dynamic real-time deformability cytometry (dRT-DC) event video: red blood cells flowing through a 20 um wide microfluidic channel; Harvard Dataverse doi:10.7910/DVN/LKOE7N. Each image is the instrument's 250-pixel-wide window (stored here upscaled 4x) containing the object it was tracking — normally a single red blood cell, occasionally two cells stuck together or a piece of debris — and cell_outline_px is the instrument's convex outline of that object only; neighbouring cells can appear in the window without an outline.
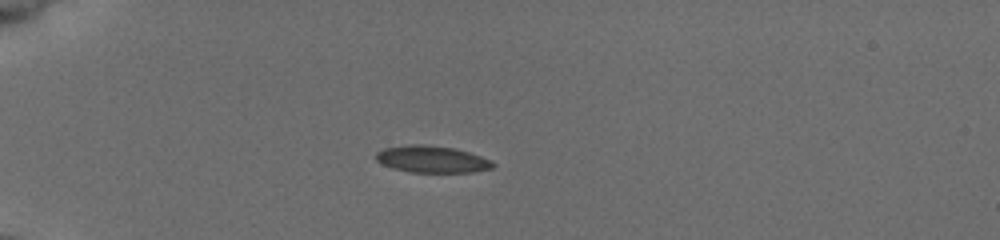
{"species": "common noctule bat (a hibernating species)", "species_latin": "Nyctalus noctula", "temperature_condition": "cold", "stored_images_in_passage": 8, "camera_frame_rate_fps": 3000, "um_per_image_px": 0.085, "animal": {"sex": "female", "body_mass_g": 19.5, "forearm_length_mm": 54.1}, "frame": {"image": 1, "passage_image": 1, "time_ms": 0.0, "image_size_px": [1000, 240], "cell_outline_px": [[496, 164], [492, 168], [472, 172], [412, 172], [392, 168], [376, 160], [376, 152], [384, 148], [408, 144], [424, 144], [456, 148], [492, 160]], "centroid_in_image_um": [36.73, 13.52], "position_along_channel_um": 48.3, "area_um2": 18.32}}
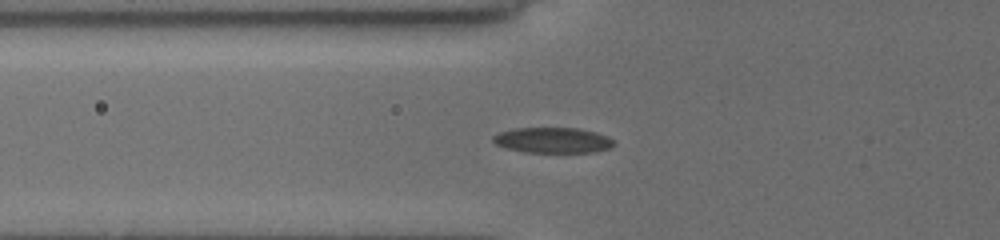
{"frame": {"image": 2, "passage_image": 5, "time_ms": 1.333, "image_size_px": [1000, 240], "cell_outline_px": [[616, 144], [612, 148], [592, 152], [524, 152], [504, 148], [496, 144], [492, 140], [492, 136], [500, 132], [516, 128], [580, 128], [596, 132], [608, 136], [616, 140]], "centroid_in_image_um": [47.03, 11.92], "position_along_channel_um": 78.8, "area_um2": 18.21}}
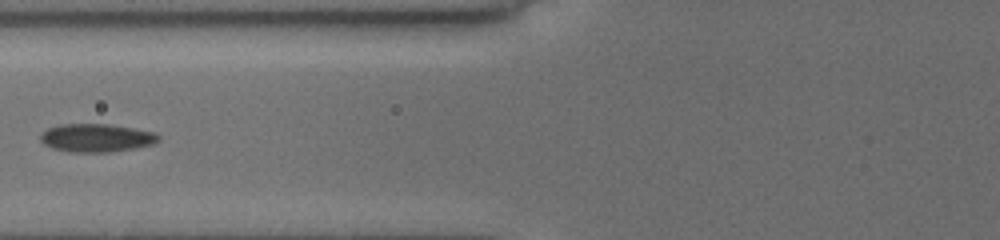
{"frame": {"image": 3, "passage_image": 7, "time_ms": 2.0, "image_size_px": [1000, 240], "cell_outline_px": [[160, 140], [152, 144], [132, 148], [108, 152], [68, 152], [52, 148], [44, 144], [40, 140], [40, 132], [48, 128], [60, 124], [108, 124], [156, 132], [160, 136]], "centroid_in_image_um": [8.16, 11.71], "position_along_channel_um": 117.6, "area_um2": 19.42}}